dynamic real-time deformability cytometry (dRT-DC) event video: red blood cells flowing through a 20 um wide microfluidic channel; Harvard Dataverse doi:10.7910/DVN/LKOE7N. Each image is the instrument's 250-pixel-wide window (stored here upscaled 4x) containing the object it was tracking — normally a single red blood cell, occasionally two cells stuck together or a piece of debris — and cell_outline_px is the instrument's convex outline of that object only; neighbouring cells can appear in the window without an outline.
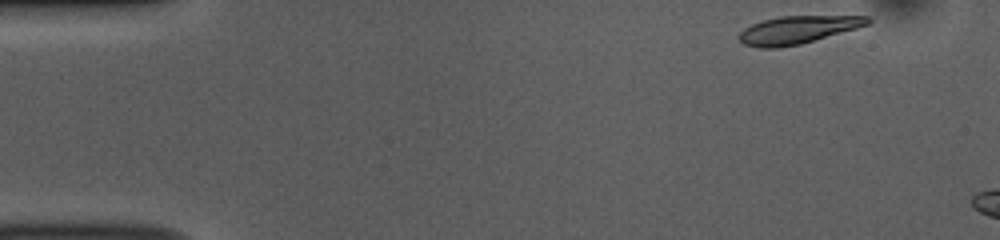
{"species": "common noctule bat (a hibernating species)", "species_latin": "Nyctalus noctula", "temperature_condition": "room temperature", "stored_images_in_passage": 6, "camera_frame_rate_fps": 3000, "um_per_image_px": 0.085, "animal": {"sex": "female", "body_mass_g": 10.0, "forearm_length_mm": 53.1}, "frame": {"image": 1, "passage_image": 1, "time_ms": 0.0, "image_size_px": [1000, 240], "cell_outline_px": [[872, 20], [868, 24], [856, 28], [800, 44], [780, 48], [760, 48], [744, 44], [740, 40], [740, 32], [744, 28], [752, 24], [764, 20], [780, 16], [868, 16]], "centroid_in_image_um": [67.79, 2.53], "position_along_channel_um": 17.2, "area_um2": 20.52}}